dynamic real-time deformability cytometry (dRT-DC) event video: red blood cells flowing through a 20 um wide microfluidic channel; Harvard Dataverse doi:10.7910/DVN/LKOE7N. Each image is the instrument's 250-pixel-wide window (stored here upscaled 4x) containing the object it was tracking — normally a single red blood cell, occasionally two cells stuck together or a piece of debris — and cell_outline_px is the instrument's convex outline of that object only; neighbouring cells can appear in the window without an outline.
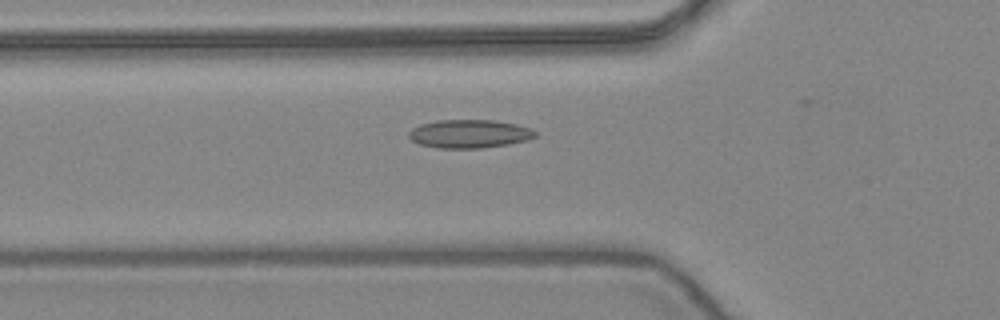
{"species": "common noctule bat (a hibernating species)", "species_latin": "Nyctalus noctula", "temperature_condition": "warm", "stored_images_in_passage": 44, "camera_frame_rate_fps": 3000, "um_per_image_px": 0.085, "animal": {"sex": "female", "body_mass_g": 24.6, "forearm_length_mm": 56.2}, "frame": {"image": 1, "passage_image": 10, "time_ms": 3.0, "image_size_px": [1000, 320], "cell_outline_px": [[536, 136], [528, 140], [508, 144], [480, 148], [440, 148], [420, 144], [412, 140], [408, 136], [408, 132], [412, 128], [420, 124], [436, 120], [496, 120], [516, 124], [532, 128], [536, 132]], "centroid_in_image_um": [39.91, 11.36], "position_along_channel_um": 85.9, "area_um2": 20.98}}
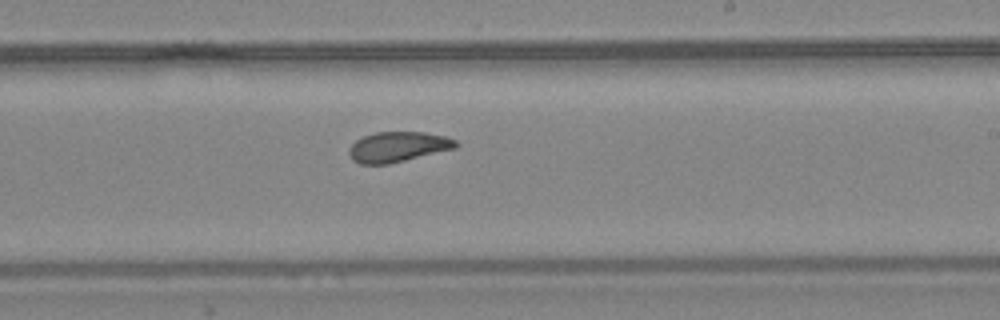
{"frame": {"image": 2, "passage_image": 23, "time_ms": 7.333, "image_size_px": [1000, 320], "cell_outline_px": [[460, 144], [456, 148], [388, 164], [360, 164], [352, 160], [348, 152], [348, 148], [356, 140], [364, 136], [376, 132], [424, 132], [444, 136], [456, 140]], "centroid_in_image_um": [33.81, 12.48], "position_along_channel_um": 255.2, "area_um2": 18.79}}
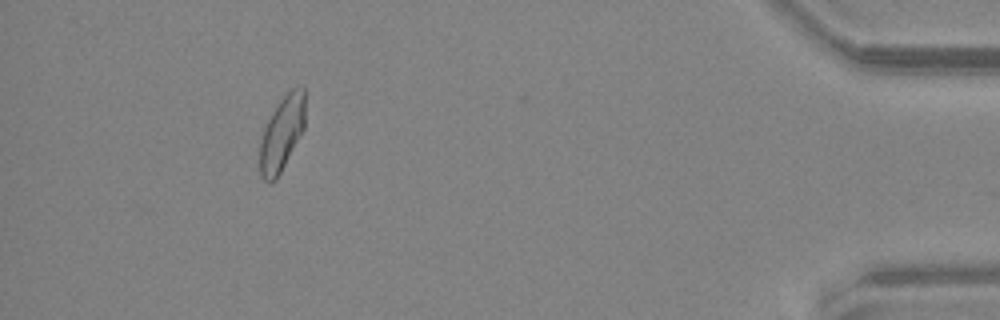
{"frame": {"image": 3, "passage_image": 40, "time_ms": 13.0, "image_size_px": [1000, 320], "cell_outline_px": [[304, 128], [300, 136], [276, 180], [264, 180], [260, 172], [260, 140], [264, 128], [272, 112], [280, 100], [292, 88], [300, 84], [304, 88]], "centroid_in_image_um": [23.96, 11.31], "position_along_channel_um": 411.2, "area_um2": 19.36}, "authors_computed_cell_mechanics": {"area_um2": 19.5942, "velocity_mm_per_s": 3.8934, "shape_relaxation_time_tau1_ms": null, "shape_relaxation_time_tau2_ms": 2.3562, "deformation_change_tau1": null, "deformation_change_tau2": 0.0746}}